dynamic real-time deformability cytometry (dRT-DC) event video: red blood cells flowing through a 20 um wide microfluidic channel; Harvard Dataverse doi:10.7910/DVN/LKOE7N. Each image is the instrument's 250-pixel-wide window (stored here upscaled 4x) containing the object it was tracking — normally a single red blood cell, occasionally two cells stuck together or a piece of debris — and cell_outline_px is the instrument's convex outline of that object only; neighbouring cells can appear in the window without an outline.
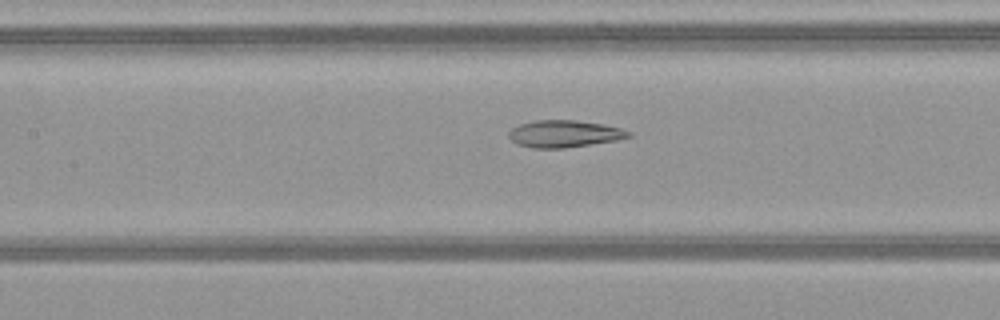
{"species": "common noctule bat (a hibernating species)", "species_latin": "Nyctalus noctula", "temperature_condition": "warm", "stored_images_in_passage": 51, "camera_frame_rate_fps": 3000, "um_per_image_px": 0.085, "animal": {"sex": "female", "body_mass_g": 21.9}, "frame": {"image": 1, "passage_image": 24, "time_ms": 7.667, "image_size_px": [1000, 320], "cell_outline_px": [[632, 136], [616, 140], [564, 148], [532, 148], [516, 144], [508, 136], [508, 132], [512, 128], [520, 124], [536, 120], [576, 120], [600, 124], [620, 128], [632, 132]], "centroid_in_image_um": [47.94, 11.37], "position_along_channel_um": 159.5, "area_um2": 18.79}}
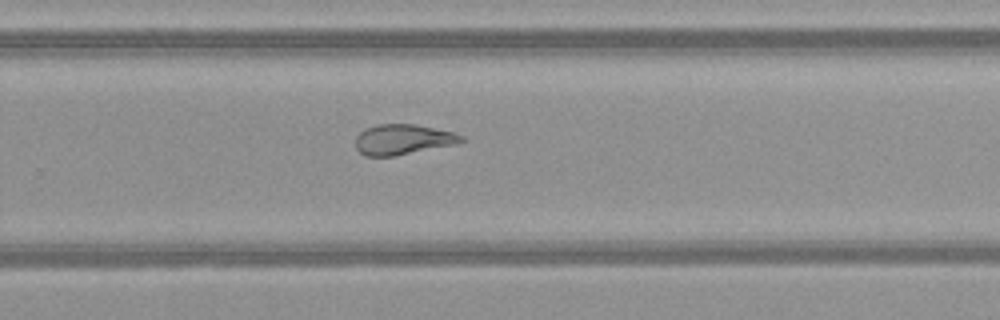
{"frame": {"image": 2, "passage_image": 34, "time_ms": 11.0, "image_size_px": [1000, 320], "cell_outline_px": [[464, 140], [460, 144], [392, 156], [364, 156], [356, 148], [356, 136], [364, 128], [376, 124], [416, 124], [452, 132], [464, 136]], "centroid_in_image_um": [34.25, 11.85], "position_along_channel_um": 295.5, "area_um2": 18.84}}
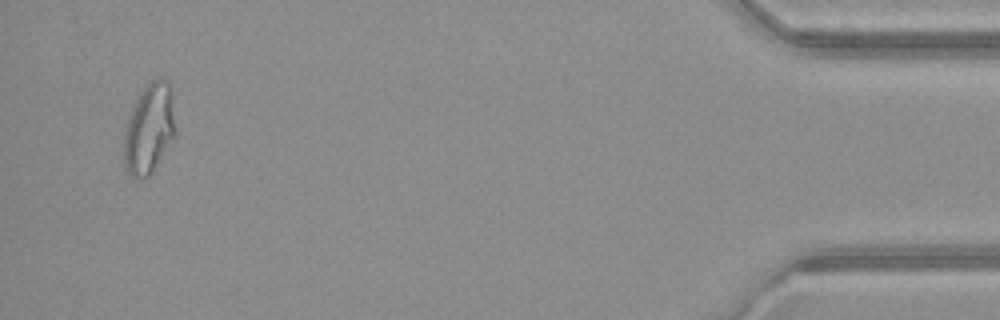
{"frame": {"image": 3, "passage_image": 49, "time_ms": 16.0, "image_size_px": [1000, 320], "cell_outline_px": [[176, 132], [152, 172], [148, 176], [132, 176], [124, 168], [124, 132], [132, 108], [136, 100], [144, 88], [152, 80], [160, 76], [168, 80], [172, 84]], "centroid_in_image_um": [12.71, 10.87], "position_along_channel_um": 422.5, "area_um2": 26.93}, "authors_computed_cell_mechanics": {"area_um2": 23.2356, "velocity_mm_per_s": 4.0987, "shape_relaxation_time_tau1_ms": null, "shape_relaxation_time_tau2_ms": 1.8618, "deformation_change_tau1": null, "deformation_change_tau2": 0.098}}